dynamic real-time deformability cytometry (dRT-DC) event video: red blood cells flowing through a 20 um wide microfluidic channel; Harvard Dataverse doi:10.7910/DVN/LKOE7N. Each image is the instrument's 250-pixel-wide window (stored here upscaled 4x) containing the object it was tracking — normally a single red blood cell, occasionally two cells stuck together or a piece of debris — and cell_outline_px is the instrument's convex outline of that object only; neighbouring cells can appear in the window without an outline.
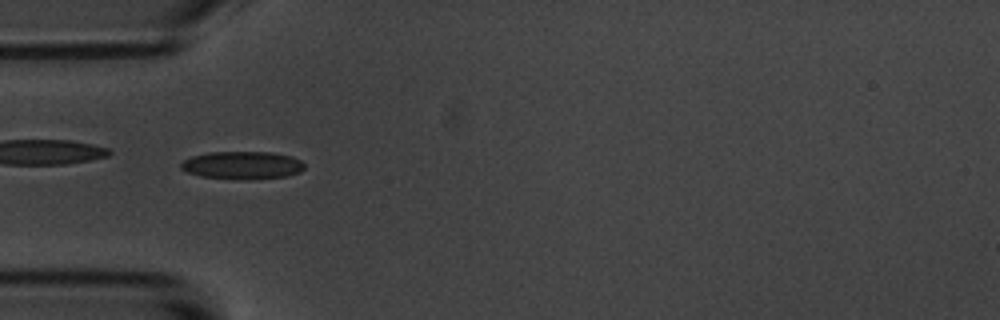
{"species": "common noctule bat (a hibernating species)", "species_latin": "Nyctalus noctula", "temperature_condition": "room temperature", "stored_images_in_passage": 8, "camera_frame_rate_fps": 3000, "um_per_image_px": 0.085, "animal": {"sex": "male", "body_mass_g": 20.1, "forearm_length_mm": 53.5}, "frame": {"image": 1, "passage_image": 3, "time_ms": 3.0, "image_size_px": [1000, 320], "cell_outline_px": [[304, 168], [300, 172], [288, 176], [248, 180], [236, 180], [200, 176], [188, 172], [180, 168], [180, 164], [184, 160], [192, 156], [208, 152], [272, 152], [292, 156], [300, 160], [304, 164]], "centroid_in_image_um": [20.61, 14.05], "position_along_channel_um": 64.4, "area_um2": 20.29}}
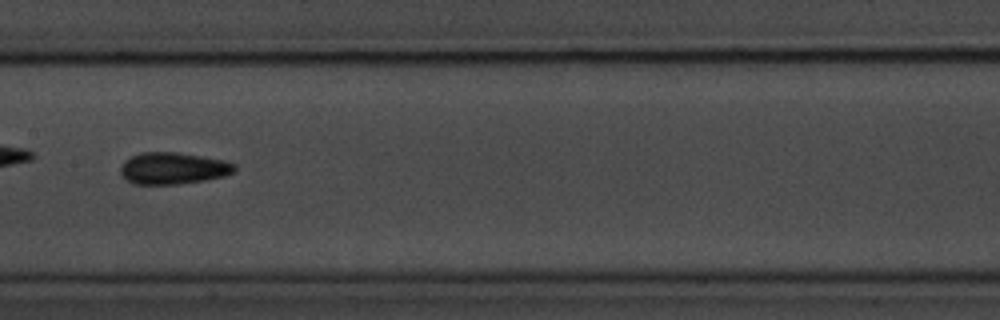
{"frame": {"image": 2, "passage_image": 6, "time_ms": 6.667, "image_size_px": [1000, 320], "cell_outline_px": [[236, 168], [232, 172], [224, 176], [204, 180], [180, 184], [132, 184], [120, 172], [120, 168], [124, 160], [140, 152], [176, 152], [224, 160], [236, 164]], "centroid_in_image_um": [14.7, 14.3], "position_along_channel_um": 192.7, "area_um2": 21.04}}
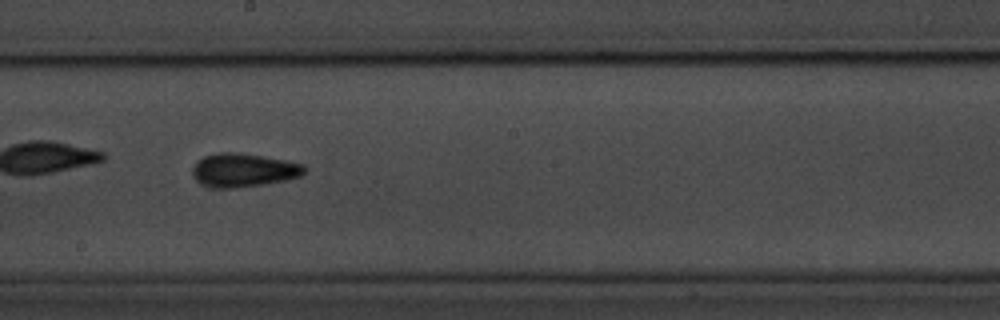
{"frame": {"image": 3, "passage_image": 7, "time_ms": 7.667, "image_size_px": [1000, 320], "cell_outline_px": [[308, 168], [300, 176], [284, 180], [236, 188], [216, 188], [204, 184], [196, 180], [192, 172], [192, 168], [204, 156], [216, 152], [240, 152], [264, 156], [304, 164]], "centroid_in_image_um": [20.71, 14.44], "position_along_channel_um": 227.5, "area_um2": 21.73}}